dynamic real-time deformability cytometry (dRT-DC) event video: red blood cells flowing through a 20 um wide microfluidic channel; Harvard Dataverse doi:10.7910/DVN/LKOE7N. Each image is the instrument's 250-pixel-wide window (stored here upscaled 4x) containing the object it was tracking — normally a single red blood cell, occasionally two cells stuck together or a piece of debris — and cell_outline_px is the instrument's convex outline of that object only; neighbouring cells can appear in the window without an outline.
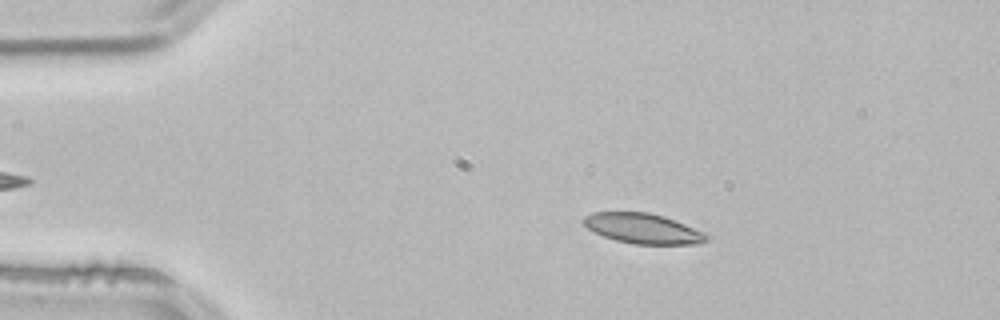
{"species": "common noctule bat (a hibernating species)", "species_latin": "Nyctalus noctula", "temperature_condition": "room temperature", "stored_images_in_passage": 3, "camera_frame_rate_fps": 3000, "um_per_image_px": 0.085, "animal": {"sex": "male", "body_mass_g": 21.5, "forearm_length_mm": 52.0}, "frame": {"image": 1, "passage_image": 2, "time_ms": 0.333, "image_size_px": [1000, 320], "cell_outline_px": [[712, 236], [708, 240], [700, 244], [632, 244], [616, 240], [604, 236], [588, 228], [584, 224], [584, 216], [592, 212], [648, 212], [664, 216], [704, 232]], "centroid_in_image_um": [54.7, 19.43], "position_along_channel_um": 30.3, "area_um2": 21.56}}